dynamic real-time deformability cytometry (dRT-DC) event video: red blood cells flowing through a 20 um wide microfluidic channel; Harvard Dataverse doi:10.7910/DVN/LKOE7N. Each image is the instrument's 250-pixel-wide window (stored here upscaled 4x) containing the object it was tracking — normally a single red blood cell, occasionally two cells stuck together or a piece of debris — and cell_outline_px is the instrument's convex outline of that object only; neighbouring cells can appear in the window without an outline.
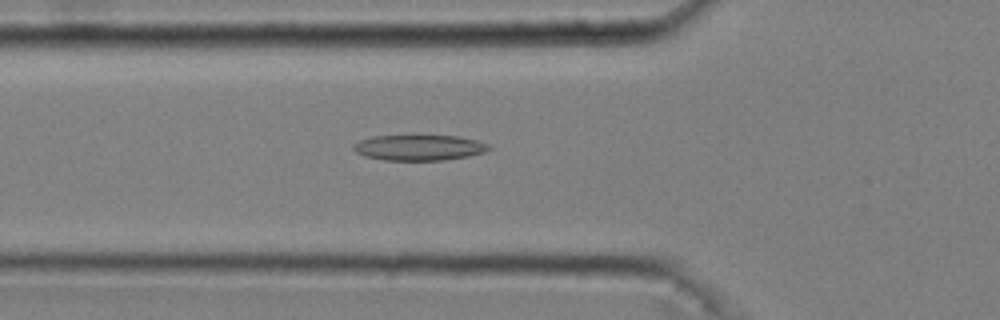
{"species": "common noctule bat (a hibernating species)", "species_latin": "Nyctalus noctula", "temperature_condition": "cold", "stored_images_in_passage": 50, "camera_frame_rate_fps": 3000, "um_per_image_px": 0.085, "animal": {"sex": "male", "body_mass_g": 20.4}, "frame": {"image": 1, "passage_image": 19, "time_ms": 6.0, "image_size_px": [1000, 320], "cell_outline_px": [[492, 148], [484, 152], [468, 156], [444, 160], [384, 160], [364, 156], [356, 152], [352, 148], [352, 144], [360, 140], [372, 136], [456, 136], [476, 140], [488, 144]], "centroid_in_image_um": [35.59, 12.55], "position_along_channel_um": 90.2, "area_um2": 20.11}}
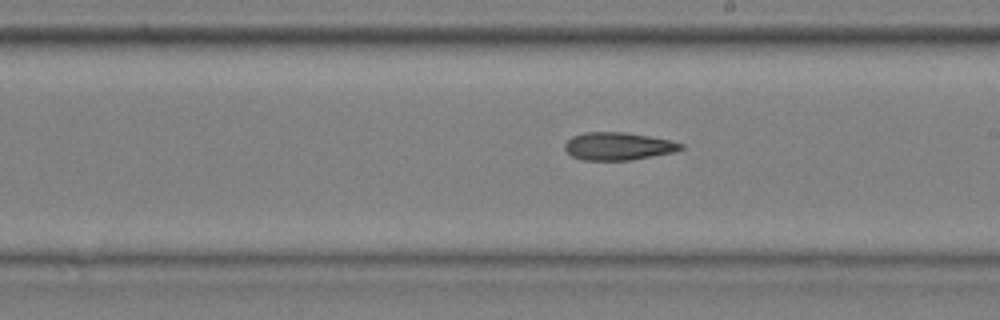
{"frame": {"image": 2, "passage_image": 31, "time_ms": 10.0, "image_size_px": [1000, 320], "cell_outline_px": [[684, 148], [672, 152], [632, 160], [584, 160], [572, 156], [564, 148], [564, 144], [572, 136], [584, 132], [624, 132], [672, 140], [684, 144]], "centroid_in_image_um": [52.54, 12.42], "position_along_channel_um": 236.5, "area_um2": 18.73}}
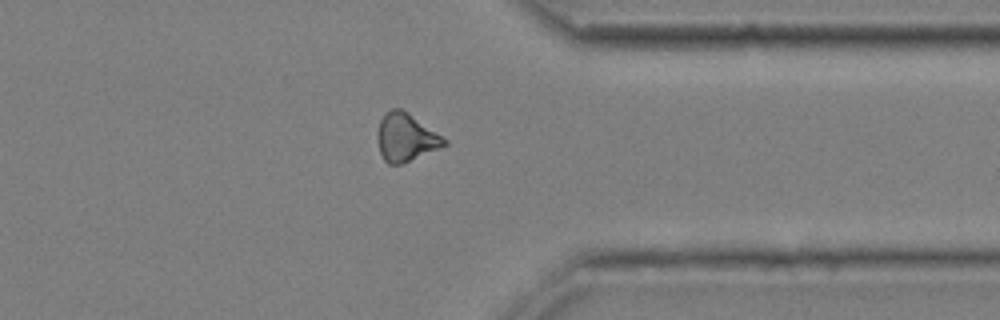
{"frame": {"image": 3, "passage_image": 43, "time_ms": 14.0, "image_size_px": [1000, 320], "cell_outline_px": [[448, 144], [440, 148], [400, 164], [388, 164], [384, 160], [380, 152], [376, 136], [376, 132], [380, 120], [384, 112], [392, 108], [400, 108], [408, 112], [448, 140]], "centroid_in_image_um": [34.47, 11.66], "position_along_channel_um": 376.9, "area_um2": 18.73}, "authors_computed_cell_mechanics": {"area_um2": 19.2474, "velocity_mm_per_s": 3.6529, "shape_relaxation_time_tau1_ms": 8.2236, "shape_relaxation_time_tau2_ms": 5.3566, "deformation_change_tau1": 0.153, "deformation_change_tau2": 0.1489}}